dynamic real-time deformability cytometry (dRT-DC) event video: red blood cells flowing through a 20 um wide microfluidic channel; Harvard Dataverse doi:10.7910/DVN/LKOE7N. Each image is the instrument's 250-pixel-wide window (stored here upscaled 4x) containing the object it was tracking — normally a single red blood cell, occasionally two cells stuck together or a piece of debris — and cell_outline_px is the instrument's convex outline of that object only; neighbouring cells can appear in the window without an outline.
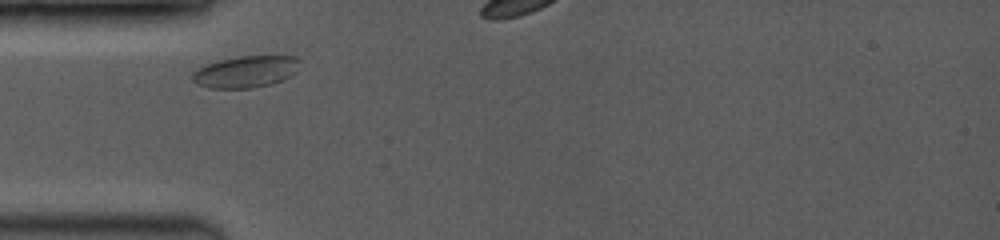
{"species": "common noctule bat (a hibernating species)", "species_latin": "Nyctalus noctula", "temperature_condition": "room temperature", "stored_images_in_passage": 3, "camera_frame_rate_fps": 3500, "um_per_image_px": 0.085, "animal": {"sex": "female", "body_mass_g": 19.0, "forearm_length_mm": 53.3}, "frame": {"image": 1, "passage_image": 1, "time_ms": 0.0, "image_size_px": [1000, 240], "cell_outline_px": [[300, 60], [296, 72], [280, 80], [268, 84], [252, 88], [208, 88], [196, 84], [192, 80], [192, 72], [196, 68], [204, 64], [220, 60], [240, 56], [296, 56]], "centroid_in_image_um": [20.82, 6.09], "position_along_channel_um": 64.2, "area_um2": 19.83}}